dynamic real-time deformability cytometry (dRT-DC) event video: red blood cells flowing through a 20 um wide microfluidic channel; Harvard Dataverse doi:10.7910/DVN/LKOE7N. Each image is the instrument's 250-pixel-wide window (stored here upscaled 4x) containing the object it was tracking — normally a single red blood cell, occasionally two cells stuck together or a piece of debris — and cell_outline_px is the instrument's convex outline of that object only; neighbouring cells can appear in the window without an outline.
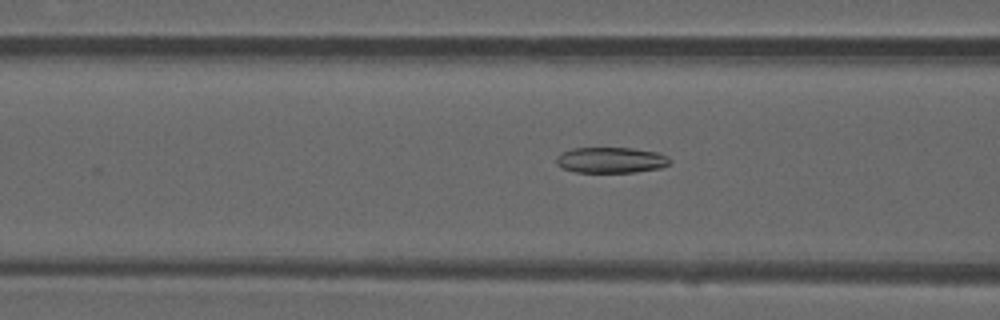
{"species": "common noctule bat (a hibernating species)", "species_latin": "Nyctalus noctula", "temperature_condition": "warm", "stored_images_in_passage": 35, "camera_frame_rate_fps": 3000, "um_per_image_px": 0.085, "animal": {"sex": "male", "forearm_length_mm": 52.5}, "frame": {"image": 1, "passage_image": 10, "time_ms": 3.0, "image_size_px": [1000, 320], "cell_outline_px": [[672, 160], [668, 164], [660, 168], [636, 172], [576, 172], [560, 168], [556, 164], [556, 156], [572, 148], [632, 148], [656, 152], [668, 156]], "centroid_in_image_um": [51.92, 13.61], "position_along_channel_um": 114.7, "area_um2": 17.11}}
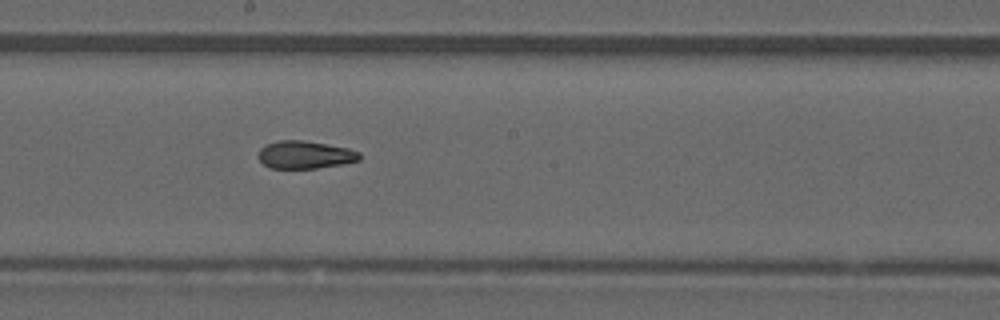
{"frame": {"image": 2, "passage_image": 18, "time_ms": 5.667, "image_size_px": [1000, 320], "cell_outline_px": [[360, 160], [340, 164], [316, 168], [268, 168], [256, 156], [260, 148], [268, 144], [280, 140], [304, 140], [348, 148], [360, 152]], "centroid_in_image_um": [25.9, 13.15], "position_along_channel_um": 222.3, "area_um2": 16.3}}
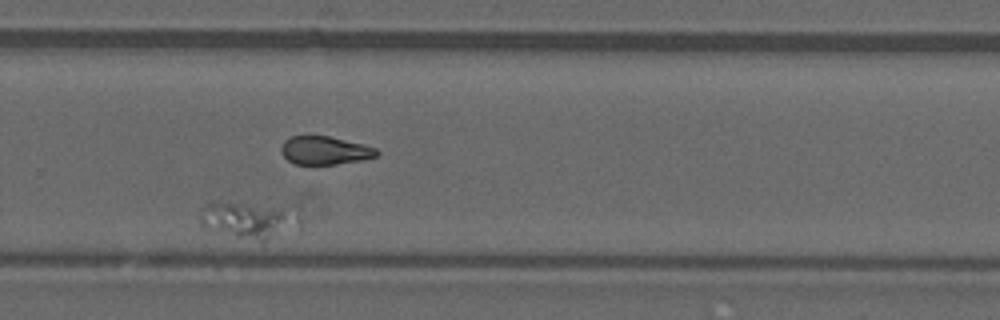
{"frame": {"image": 3, "passage_image": 24, "time_ms": 7.667, "image_size_px": [1000, 320], "cell_outline_px": [[300, 232], [264, 248], [260, 248], [204, 228], [200, 224], [200, 208], [208, 200], [292, 204], [300, 208]], "centroid_in_image_um": [21.38, 18.79], "position_along_channel_um": 308.4, "area_um2": 26.13}}